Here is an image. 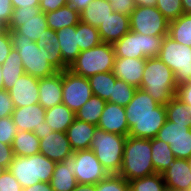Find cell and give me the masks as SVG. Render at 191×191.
I'll return each instance as SVG.
<instances>
[{
  "label": "cell",
  "mask_w": 191,
  "mask_h": 191,
  "mask_svg": "<svg viewBox=\"0 0 191 191\" xmlns=\"http://www.w3.org/2000/svg\"><path fill=\"white\" fill-rule=\"evenodd\" d=\"M114 60L113 44L102 42L98 46L81 51L68 69L77 75L89 78L97 73L112 71Z\"/></svg>",
  "instance_id": "52a82bcc"
},
{
  "label": "cell",
  "mask_w": 191,
  "mask_h": 191,
  "mask_svg": "<svg viewBox=\"0 0 191 191\" xmlns=\"http://www.w3.org/2000/svg\"><path fill=\"white\" fill-rule=\"evenodd\" d=\"M75 155L67 157L63 162H57L51 178V187L54 191H71L77 185L73 171Z\"/></svg>",
  "instance_id": "cb8c5ba5"
},
{
  "label": "cell",
  "mask_w": 191,
  "mask_h": 191,
  "mask_svg": "<svg viewBox=\"0 0 191 191\" xmlns=\"http://www.w3.org/2000/svg\"><path fill=\"white\" fill-rule=\"evenodd\" d=\"M136 90V87L116 78L112 95H110V99L107 102L125 107L132 100Z\"/></svg>",
  "instance_id": "f35d334b"
},
{
  "label": "cell",
  "mask_w": 191,
  "mask_h": 191,
  "mask_svg": "<svg viewBox=\"0 0 191 191\" xmlns=\"http://www.w3.org/2000/svg\"><path fill=\"white\" fill-rule=\"evenodd\" d=\"M111 4L113 12H119L124 15L130 16L134 11L136 5L134 0H106Z\"/></svg>",
  "instance_id": "bcb514c9"
},
{
  "label": "cell",
  "mask_w": 191,
  "mask_h": 191,
  "mask_svg": "<svg viewBox=\"0 0 191 191\" xmlns=\"http://www.w3.org/2000/svg\"><path fill=\"white\" fill-rule=\"evenodd\" d=\"M176 96L185 104L191 105V82L179 85Z\"/></svg>",
  "instance_id": "f907efd6"
},
{
  "label": "cell",
  "mask_w": 191,
  "mask_h": 191,
  "mask_svg": "<svg viewBox=\"0 0 191 191\" xmlns=\"http://www.w3.org/2000/svg\"><path fill=\"white\" fill-rule=\"evenodd\" d=\"M67 5V0H40L39 7L41 12H52L60 7Z\"/></svg>",
  "instance_id": "681fc988"
},
{
  "label": "cell",
  "mask_w": 191,
  "mask_h": 191,
  "mask_svg": "<svg viewBox=\"0 0 191 191\" xmlns=\"http://www.w3.org/2000/svg\"><path fill=\"white\" fill-rule=\"evenodd\" d=\"M168 191H185L191 187V169L187 159H177L161 173Z\"/></svg>",
  "instance_id": "ffe728a7"
},
{
  "label": "cell",
  "mask_w": 191,
  "mask_h": 191,
  "mask_svg": "<svg viewBox=\"0 0 191 191\" xmlns=\"http://www.w3.org/2000/svg\"><path fill=\"white\" fill-rule=\"evenodd\" d=\"M39 104L48 109L62 103V71L39 78Z\"/></svg>",
  "instance_id": "7402d4cb"
},
{
  "label": "cell",
  "mask_w": 191,
  "mask_h": 191,
  "mask_svg": "<svg viewBox=\"0 0 191 191\" xmlns=\"http://www.w3.org/2000/svg\"><path fill=\"white\" fill-rule=\"evenodd\" d=\"M127 136L106 132L96 127L90 148L109 174H118L123 161Z\"/></svg>",
  "instance_id": "8992f818"
},
{
  "label": "cell",
  "mask_w": 191,
  "mask_h": 191,
  "mask_svg": "<svg viewBox=\"0 0 191 191\" xmlns=\"http://www.w3.org/2000/svg\"><path fill=\"white\" fill-rule=\"evenodd\" d=\"M35 42L39 48L44 47L46 49L48 62L57 71H63L65 69H68L61 57V51L56 31L50 28L46 29V34L42 38H38V40Z\"/></svg>",
  "instance_id": "4316f807"
},
{
  "label": "cell",
  "mask_w": 191,
  "mask_h": 191,
  "mask_svg": "<svg viewBox=\"0 0 191 191\" xmlns=\"http://www.w3.org/2000/svg\"><path fill=\"white\" fill-rule=\"evenodd\" d=\"M4 89L7 91L15 84L18 78L25 73L21 57L13 47L8 57L1 65Z\"/></svg>",
  "instance_id": "4dcf8cb0"
},
{
  "label": "cell",
  "mask_w": 191,
  "mask_h": 191,
  "mask_svg": "<svg viewBox=\"0 0 191 191\" xmlns=\"http://www.w3.org/2000/svg\"><path fill=\"white\" fill-rule=\"evenodd\" d=\"M96 127L94 124L81 121L77 118L74 119L66 131L73 152L90 148Z\"/></svg>",
  "instance_id": "603a6c76"
},
{
  "label": "cell",
  "mask_w": 191,
  "mask_h": 191,
  "mask_svg": "<svg viewBox=\"0 0 191 191\" xmlns=\"http://www.w3.org/2000/svg\"><path fill=\"white\" fill-rule=\"evenodd\" d=\"M73 154V171L77 183L96 185L109 175L91 149L75 151Z\"/></svg>",
  "instance_id": "5bb4252c"
},
{
  "label": "cell",
  "mask_w": 191,
  "mask_h": 191,
  "mask_svg": "<svg viewBox=\"0 0 191 191\" xmlns=\"http://www.w3.org/2000/svg\"><path fill=\"white\" fill-rule=\"evenodd\" d=\"M130 30L139 34L167 36L169 21L154 7L136 6L129 16Z\"/></svg>",
  "instance_id": "8fae6325"
},
{
  "label": "cell",
  "mask_w": 191,
  "mask_h": 191,
  "mask_svg": "<svg viewBox=\"0 0 191 191\" xmlns=\"http://www.w3.org/2000/svg\"><path fill=\"white\" fill-rule=\"evenodd\" d=\"M97 29L102 42L114 44L130 31L129 16L119 12H112Z\"/></svg>",
  "instance_id": "44dd1931"
},
{
  "label": "cell",
  "mask_w": 191,
  "mask_h": 191,
  "mask_svg": "<svg viewBox=\"0 0 191 191\" xmlns=\"http://www.w3.org/2000/svg\"><path fill=\"white\" fill-rule=\"evenodd\" d=\"M93 95L108 101L112 95L113 86L116 82V76L112 71L97 73L88 78Z\"/></svg>",
  "instance_id": "e575fe53"
},
{
  "label": "cell",
  "mask_w": 191,
  "mask_h": 191,
  "mask_svg": "<svg viewBox=\"0 0 191 191\" xmlns=\"http://www.w3.org/2000/svg\"><path fill=\"white\" fill-rule=\"evenodd\" d=\"M13 158L14 152L12 149V145L0 142V165L8 169Z\"/></svg>",
  "instance_id": "c3c4849f"
},
{
  "label": "cell",
  "mask_w": 191,
  "mask_h": 191,
  "mask_svg": "<svg viewBox=\"0 0 191 191\" xmlns=\"http://www.w3.org/2000/svg\"><path fill=\"white\" fill-rule=\"evenodd\" d=\"M13 47L18 51L21 57L25 73L44 78L54 75L58 72L49 62L44 47L39 48L35 41L24 34H18L16 31H10Z\"/></svg>",
  "instance_id": "5b68a950"
},
{
  "label": "cell",
  "mask_w": 191,
  "mask_h": 191,
  "mask_svg": "<svg viewBox=\"0 0 191 191\" xmlns=\"http://www.w3.org/2000/svg\"><path fill=\"white\" fill-rule=\"evenodd\" d=\"M0 191H22L20 183L8 169L0 176Z\"/></svg>",
  "instance_id": "ee69618b"
},
{
  "label": "cell",
  "mask_w": 191,
  "mask_h": 191,
  "mask_svg": "<svg viewBox=\"0 0 191 191\" xmlns=\"http://www.w3.org/2000/svg\"><path fill=\"white\" fill-rule=\"evenodd\" d=\"M48 28L45 13L41 12L39 6L14 8L7 26L9 31H16L18 34H24L33 41L42 38L46 34V29Z\"/></svg>",
  "instance_id": "30bf717a"
},
{
  "label": "cell",
  "mask_w": 191,
  "mask_h": 191,
  "mask_svg": "<svg viewBox=\"0 0 191 191\" xmlns=\"http://www.w3.org/2000/svg\"><path fill=\"white\" fill-rule=\"evenodd\" d=\"M40 136L31 131H17L12 149L14 156L28 157L40 153Z\"/></svg>",
  "instance_id": "f546056e"
},
{
  "label": "cell",
  "mask_w": 191,
  "mask_h": 191,
  "mask_svg": "<svg viewBox=\"0 0 191 191\" xmlns=\"http://www.w3.org/2000/svg\"><path fill=\"white\" fill-rule=\"evenodd\" d=\"M188 164H189V167L191 169V157L188 159Z\"/></svg>",
  "instance_id": "94428289"
},
{
  "label": "cell",
  "mask_w": 191,
  "mask_h": 191,
  "mask_svg": "<svg viewBox=\"0 0 191 191\" xmlns=\"http://www.w3.org/2000/svg\"><path fill=\"white\" fill-rule=\"evenodd\" d=\"M48 27L54 31L77 25L80 22V13L70 5L45 13Z\"/></svg>",
  "instance_id": "f1b7e54d"
},
{
  "label": "cell",
  "mask_w": 191,
  "mask_h": 191,
  "mask_svg": "<svg viewBox=\"0 0 191 191\" xmlns=\"http://www.w3.org/2000/svg\"><path fill=\"white\" fill-rule=\"evenodd\" d=\"M97 127L106 132L128 136L129 127L126 120L125 108L115 103L106 102Z\"/></svg>",
  "instance_id": "d6986e66"
},
{
  "label": "cell",
  "mask_w": 191,
  "mask_h": 191,
  "mask_svg": "<svg viewBox=\"0 0 191 191\" xmlns=\"http://www.w3.org/2000/svg\"><path fill=\"white\" fill-rule=\"evenodd\" d=\"M164 37L139 34L130 30L119 41L113 44L115 57H158Z\"/></svg>",
  "instance_id": "ba28073f"
},
{
  "label": "cell",
  "mask_w": 191,
  "mask_h": 191,
  "mask_svg": "<svg viewBox=\"0 0 191 191\" xmlns=\"http://www.w3.org/2000/svg\"><path fill=\"white\" fill-rule=\"evenodd\" d=\"M13 48L10 31L3 28L0 31V65L4 63Z\"/></svg>",
  "instance_id": "7bdbcfd3"
},
{
  "label": "cell",
  "mask_w": 191,
  "mask_h": 191,
  "mask_svg": "<svg viewBox=\"0 0 191 191\" xmlns=\"http://www.w3.org/2000/svg\"><path fill=\"white\" fill-rule=\"evenodd\" d=\"M14 108L9 92L6 89L0 90V118L11 116Z\"/></svg>",
  "instance_id": "f6af8a7d"
},
{
  "label": "cell",
  "mask_w": 191,
  "mask_h": 191,
  "mask_svg": "<svg viewBox=\"0 0 191 191\" xmlns=\"http://www.w3.org/2000/svg\"><path fill=\"white\" fill-rule=\"evenodd\" d=\"M174 72L158 57L146 58L139 89L148 93L160 105H166L177 93Z\"/></svg>",
  "instance_id": "7a4b0ae2"
},
{
  "label": "cell",
  "mask_w": 191,
  "mask_h": 191,
  "mask_svg": "<svg viewBox=\"0 0 191 191\" xmlns=\"http://www.w3.org/2000/svg\"><path fill=\"white\" fill-rule=\"evenodd\" d=\"M157 0H134L136 6H156Z\"/></svg>",
  "instance_id": "9f6ffc18"
},
{
  "label": "cell",
  "mask_w": 191,
  "mask_h": 191,
  "mask_svg": "<svg viewBox=\"0 0 191 191\" xmlns=\"http://www.w3.org/2000/svg\"><path fill=\"white\" fill-rule=\"evenodd\" d=\"M158 58L175 74L177 86L191 82V47L164 37Z\"/></svg>",
  "instance_id": "9c48e42d"
},
{
  "label": "cell",
  "mask_w": 191,
  "mask_h": 191,
  "mask_svg": "<svg viewBox=\"0 0 191 191\" xmlns=\"http://www.w3.org/2000/svg\"><path fill=\"white\" fill-rule=\"evenodd\" d=\"M6 168L0 165V176L5 172Z\"/></svg>",
  "instance_id": "91938a15"
},
{
  "label": "cell",
  "mask_w": 191,
  "mask_h": 191,
  "mask_svg": "<svg viewBox=\"0 0 191 191\" xmlns=\"http://www.w3.org/2000/svg\"><path fill=\"white\" fill-rule=\"evenodd\" d=\"M156 8L169 22L184 13L181 0H157Z\"/></svg>",
  "instance_id": "60d3db41"
},
{
  "label": "cell",
  "mask_w": 191,
  "mask_h": 191,
  "mask_svg": "<svg viewBox=\"0 0 191 191\" xmlns=\"http://www.w3.org/2000/svg\"><path fill=\"white\" fill-rule=\"evenodd\" d=\"M22 191H54L50 183L39 182L32 186L23 188Z\"/></svg>",
  "instance_id": "816d5d0a"
},
{
  "label": "cell",
  "mask_w": 191,
  "mask_h": 191,
  "mask_svg": "<svg viewBox=\"0 0 191 191\" xmlns=\"http://www.w3.org/2000/svg\"><path fill=\"white\" fill-rule=\"evenodd\" d=\"M93 95L88 78L62 71V103L76 113Z\"/></svg>",
  "instance_id": "7c38bea8"
},
{
  "label": "cell",
  "mask_w": 191,
  "mask_h": 191,
  "mask_svg": "<svg viewBox=\"0 0 191 191\" xmlns=\"http://www.w3.org/2000/svg\"><path fill=\"white\" fill-rule=\"evenodd\" d=\"M76 118L75 113L63 103L46 109L45 124L49 131L66 132Z\"/></svg>",
  "instance_id": "484cf974"
},
{
  "label": "cell",
  "mask_w": 191,
  "mask_h": 191,
  "mask_svg": "<svg viewBox=\"0 0 191 191\" xmlns=\"http://www.w3.org/2000/svg\"><path fill=\"white\" fill-rule=\"evenodd\" d=\"M4 89L3 79H2V67L0 65V90Z\"/></svg>",
  "instance_id": "680465c9"
},
{
  "label": "cell",
  "mask_w": 191,
  "mask_h": 191,
  "mask_svg": "<svg viewBox=\"0 0 191 191\" xmlns=\"http://www.w3.org/2000/svg\"><path fill=\"white\" fill-rule=\"evenodd\" d=\"M44 109L39 103L15 107L11 115L17 131H31L41 135L46 128Z\"/></svg>",
  "instance_id": "9a60e30c"
},
{
  "label": "cell",
  "mask_w": 191,
  "mask_h": 191,
  "mask_svg": "<svg viewBox=\"0 0 191 191\" xmlns=\"http://www.w3.org/2000/svg\"><path fill=\"white\" fill-rule=\"evenodd\" d=\"M182 8L185 14H191V0H181Z\"/></svg>",
  "instance_id": "6f0895ef"
},
{
  "label": "cell",
  "mask_w": 191,
  "mask_h": 191,
  "mask_svg": "<svg viewBox=\"0 0 191 191\" xmlns=\"http://www.w3.org/2000/svg\"><path fill=\"white\" fill-rule=\"evenodd\" d=\"M71 191H96V185L87 183H77L76 187Z\"/></svg>",
  "instance_id": "11a10c76"
},
{
  "label": "cell",
  "mask_w": 191,
  "mask_h": 191,
  "mask_svg": "<svg viewBox=\"0 0 191 191\" xmlns=\"http://www.w3.org/2000/svg\"><path fill=\"white\" fill-rule=\"evenodd\" d=\"M55 165V161L37 153L28 157L14 156L8 170L23 189L39 182L50 183Z\"/></svg>",
  "instance_id": "277c9868"
},
{
  "label": "cell",
  "mask_w": 191,
  "mask_h": 191,
  "mask_svg": "<svg viewBox=\"0 0 191 191\" xmlns=\"http://www.w3.org/2000/svg\"><path fill=\"white\" fill-rule=\"evenodd\" d=\"M16 133V125L11 116L0 118V142L12 145Z\"/></svg>",
  "instance_id": "b9f144b4"
},
{
  "label": "cell",
  "mask_w": 191,
  "mask_h": 191,
  "mask_svg": "<svg viewBox=\"0 0 191 191\" xmlns=\"http://www.w3.org/2000/svg\"><path fill=\"white\" fill-rule=\"evenodd\" d=\"M152 163L156 173L164 172L175 160V156L168 143L157 139H151Z\"/></svg>",
  "instance_id": "1f68e13d"
},
{
  "label": "cell",
  "mask_w": 191,
  "mask_h": 191,
  "mask_svg": "<svg viewBox=\"0 0 191 191\" xmlns=\"http://www.w3.org/2000/svg\"><path fill=\"white\" fill-rule=\"evenodd\" d=\"M129 184L130 191H168L160 173L133 179Z\"/></svg>",
  "instance_id": "74e56055"
},
{
  "label": "cell",
  "mask_w": 191,
  "mask_h": 191,
  "mask_svg": "<svg viewBox=\"0 0 191 191\" xmlns=\"http://www.w3.org/2000/svg\"><path fill=\"white\" fill-rule=\"evenodd\" d=\"M13 9L11 0H0V26L2 28H7Z\"/></svg>",
  "instance_id": "7dc6e473"
},
{
  "label": "cell",
  "mask_w": 191,
  "mask_h": 191,
  "mask_svg": "<svg viewBox=\"0 0 191 191\" xmlns=\"http://www.w3.org/2000/svg\"><path fill=\"white\" fill-rule=\"evenodd\" d=\"M40 136V153L52 161L63 162L73 154L66 132L45 130Z\"/></svg>",
  "instance_id": "2e32d148"
},
{
  "label": "cell",
  "mask_w": 191,
  "mask_h": 191,
  "mask_svg": "<svg viewBox=\"0 0 191 191\" xmlns=\"http://www.w3.org/2000/svg\"><path fill=\"white\" fill-rule=\"evenodd\" d=\"M156 138L170 145L175 158L188 160L191 157V128L187 125L166 119Z\"/></svg>",
  "instance_id": "4fadbf2b"
},
{
  "label": "cell",
  "mask_w": 191,
  "mask_h": 191,
  "mask_svg": "<svg viewBox=\"0 0 191 191\" xmlns=\"http://www.w3.org/2000/svg\"><path fill=\"white\" fill-rule=\"evenodd\" d=\"M112 12L111 4L106 0H93L80 12V21L98 28Z\"/></svg>",
  "instance_id": "83f0119b"
},
{
  "label": "cell",
  "mask_w": 191,
  "mask_h": 191,
  "mask_svg": "<svg viewBox=\"0 0 191 191\" xmlns=\"http://www.w3.org/2000/svg\"><path fill=\"white\" fill-rule=\"evenodd\" d=\"M124 108L131 137L153 139L167 119L165 105H160L139 88Z\"/></svg>",
  "instance_id": "6da1fadb"
},
{
  "label": "cell",
  "mask_w": 191,
  "mask_h": 191,
  "mask_svg": "<svg viewBox=\"0 0 191 191\" xmlns=\"http://www.w3.org/2000/svg\"><path fill=\"white\" fill-rule=\"evenodd\" d=\"M151 139L127 136L121 169L118 175L128 182L155 174L152 163Z\"/></svg>",
  "instance_id": "3957f363"
},
{
  "label": "cell",
  "mask_w": 191,
  "mask_h": 191,
  "mask_svg": "<svg viewBox=\"0 0 191 191\" xmlns=\"http://www.w3.org/2000/svg\"><path fill=\"white\" fill-rule=\"evenodd\" d=\"M168 36L180 44L191 47V14L183 13L170 21Z\"/></svg>",
  "instance_id": "d6a6232c"
},
{
  "label": "cell",
  "mask_w": 191,
  "mask_h": 191,
  "mask_svg": "<svg viewBox=\"0 0 191 191\" xmlns=\"http://www.w3.org/2000/svg\"><path fill=\"white\" fill-rule=\"evenodd\" d=\"M77 39L80 51L91 49L102 43L97 27L81 21L77 24Z\"/></svg>",
  "instance_id": "8d00e7d4"
},
{
  "label": "cell",
  "mask_w": 191,
  "mask_h": 191,
  "mask_svg": "<svg viewBox=\"0 0 191 191\" xmlns=\"http://www.w3.org/2000/svg\"><path fill=\"white\" fill-rule=\"evenodd\" d=\"M146 58L115 57L113 74L117 79L140 88L145 68Z\"/></svg>",
  "instance_id": "ac0fdd59"
},
{
  "label": "cell",
  "mask_w": 191,
  "mask_h": 191,
  "mask_svg": "<svg viewBox=\"0 0 191 191\" xmlns=\"http://www.w3.org/2000/svg\"><path fill=\"white\" fill-rule=\"evenodd\" d=\"M165 108L167 120L191 128V105L185 104L175 95Z\"/></svg>",
  "instance_id": "836d02e7"
},
{
  "label": "cell",
  "mask_w": 191,
  "mask_h": 191,
  "mask_svg": "<svg viewBox=\"0 0 191 191\" xmlns=\"http://www.w3.org/2000/svg\"><path fill=\"white\" fill-rule=\"evenodd\" d=\"M96 191H130V184L118 174H109L96 184Z\"/></svg>",
  "instance_id": "ab89813d"
},
{
  "label": "cell",
  "mask_w": 191,
  "mask_h": 191,
  "mask_svg": "<svg viewBox=\"0 0 191 191\" xmlns=\"http://www.w3.org/2000/svg\"><path fill=\"white\" fill-rule=\"evenodd\" d=\"M39 78L27 73L21 75L8 90L14 107H25L39 103Z\"/></svg>",
  "instance_id": "e0dca14e"
},
{
  "label": "cell",
  "mask_w": 191,
  "mask_h": 191,
  "mask_svg": "<svg viewBox=\"0 0 191 191\" xmlns=\"http://www.w3.org/2000/svg\"><path fill=\"white\" fill-rule=\"evenodd\" d=\"M13 8H26L29 6H39L40 0H11Z\"/></svg>",
  "instance_id": "f5cc1de1"
},
{
  "label": "cell",
  "mask_w": 191,
  "mask_h": 191,
  "mask_svg": "<svg viewBox=\"0 0 191 191\" xmlns=\"http://www.w3.org/2000/svg\"><path fill=\"white\" fill-rule=\"evenodd\" d=\"M106 102L107 101L100 97L92 95V97L75 113L76 118L97 126Z\"/></svg>",
  "instance_id": "d590c367"
},
{
  "label": "cell",
  "mask_w": 191,
  "mask_h": 191,
  "mask_svg": "<svg viewBox=\"0 0 191 191\" xmlns=\"http://www.w3.org/2000/svg\"><path fill=\"white\" fill-rule=\"evenodd\" d=\"M59 41L61 57L64 64L69 68L81 52L77 39V25L68 26L56 31Z\"/></svg>",
  "instance_id": "d4e9b609"
},
{
  "label": "cell",
  "mask_w": 191,
  "mask_h": 191,
  "mask_svg": "<svg viewBox=\"0 0 191 191\" xmlns=\"http://www.w3.org/2000/svg\"><path fill=\"white\" fill-rule=\"evenodd\" d=\"M93 0H67V5H70L75 10H77L79 13L83 11L90 2Z\"/></svg>",
  "instance_id": "db71d44e"
}]
</instances>
